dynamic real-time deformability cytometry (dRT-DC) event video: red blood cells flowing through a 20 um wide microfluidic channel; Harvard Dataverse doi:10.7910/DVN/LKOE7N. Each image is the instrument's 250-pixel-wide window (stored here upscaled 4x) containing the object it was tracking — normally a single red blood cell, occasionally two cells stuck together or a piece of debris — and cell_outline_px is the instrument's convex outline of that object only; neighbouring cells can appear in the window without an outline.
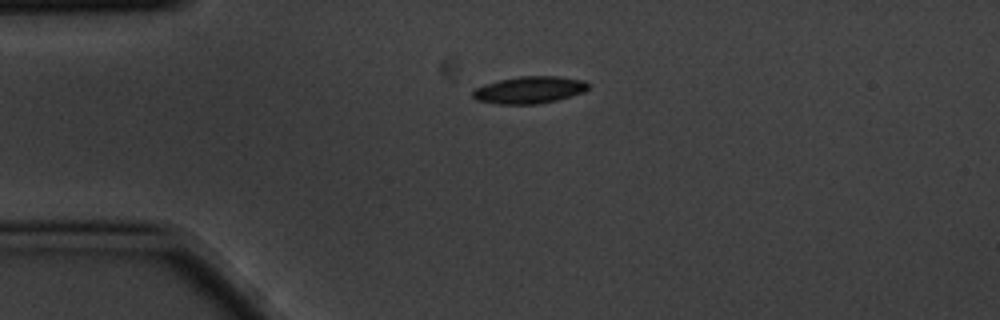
{"species": "common noctule bat (a hibernating species)", "species_latin": "Nyctalus noctula", "temperature_condition": "cold", "stored_images_in_passage": 2, "camera_frame_rate_fps": 3000, "um_per_image_px": 0.085, "animal": {"sex": "male", "body_mass_g": 20.1, "forearm_length_mm": 53.5}, "frame": {"image": 1, "passage_image": 1, "time_ms": 0.0, "image_size_px": [1000, 320], "cell_outline_px": [[588, 88], [584, 92], [556, 100], [536, 104], [496, 104], [476, 100], [472, 96], [472, 92], [476, 88], [484, 84], [500, 80], [520, 76], [560, 76], [584, 80], [588, 84]], "centroid_in_image_um": [44.99, 7.64], "position_along_channel_um": 40.0, "area_um2": 18.21}}